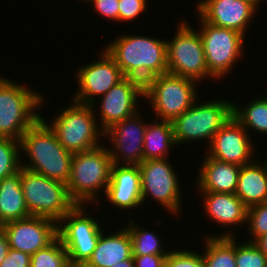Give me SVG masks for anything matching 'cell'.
Wrapping results in <instances>:
<instances>
[{
  "mask_svg": "<svg viewBox=\"0 0 267 267\" xmlns=\"http://www.w3.org/2000/svg\"><path fill=\"white\" fill-rule=\"evenodd\" d=\"M98 15L112 22H119V0H90Z\"/></svg>",
  "mask_w": 267,
  "mask_h": 267,
  "instance_id": "35",
  "label": "cell"
},
{
  "mask_svg": "<svg viewBox=\"0 0 267 267\" xmlns=\"http://www.w3.org/2000/svg\"><path fill=\"white\" fill-rule=\"evenodd\" d=\"M199 30L209 72L219 81L235 67L244 53L243 34L227 28L216 27L199 18ZM225 76V77H224Z\"/></svg>",
  "mask_w": 267,
  "mask_h": 267,
  "instance_id": "11",
  "label": "cell"
},
{
  "mask_svg": "<svg viewBox=\"0 0 267 267\" xmlns=\"http://www.w3.org/2000/svg\"><path fill=\"white\" fill-rule=\"evenodd\" d=\"M54 116L49 122L59 143L69 152L80 153L99 147L105 131L98 124L96 110L92 105L79 104L75 101ZM102 138V139H101Z\"/></svg>",
  "mask_w": 267,
  "mask_h": 267,
  "instance_id": "5",
  "label": "cell"
},
{
  "mask_svg": "<svg viewBox=\"0 0 267 267\" xmlns=\"http://www.w3.org/2000/svg\"><path fill=\"white\" fill-rule=\"evenodd\" d=\"M233 230L224 231L220 235L209 234L205 237V249L202 252L205 267H236L235 262V236ZM216 235V236H215Z\"/></svg>",
  "mask_w": 267,
  "mask_h": 267,
  "instance_id": "26",
  "label": "cell"
},
{
  "mask_svg": "<svg viewBox=\"0 0 267 267\" xmlns=\"http://www.w3.org/2000/svg\"><path fill=\"white\" fill-rule=\"evenodd\" d=\"M30 267H71L66 248L57 238L48 247L31 255Z\"/></svg>",
  "mask_w": 267,
  "mask_h": 267,
  "instance_id": "29",
  "label": "cell"
},
{
  "mask_svg": "<svg viewBox=\"0 0 267 267\" xmlns=\"http://www.w3.org/2000/svg\"><path fill=\"white\" fill-rule=\"evenodd\" d=\"M167 43L168 73L202 82L208 77L217 80L208 70L199 31L182 19Z\"/></svg>",
  "mask_w": 267,
  "mask_h": 267,
  "instance_id": "9",
  "label": "cell"
},
{
  "mask_svg": "<svg viewBox=\"0 0 267 267\" xmlns=\"http://www.w3.org/2000/svg\"><path fill=\"white\" fill-rule=\"evenodd\" d=\"M102 231L91 258L83 267H111L132 257L131 240L126 227L116 233Z\"/></svg>",
  "mask_w": 267,
  "mask_h": 267,
  "instance_id": "23",
  "label": "cell"
},
{
  "mask_svg": "<svg viewBox=\"0 0 267 267\" xmlns=\"http://www.w3.org/2000/svg\"><path fill=\"white\" fill-rule=\"evenodd\" d=\"M105 146L103 143L95 149L73 153L70 178L66 186L76 205H97L99 192L104 190L105 193L107 190L113 162L109 145Z\"/></svg>",
  "mask_w": 267,
  "mask_h": 267,
  "instance_id": "3",
  "label": "cell"
},
{
  "mask_svg": "<svg viewBox=\"0 0 267 267\" xmlns=\"http://www.w3.org/2000/svg\"><path fill=\"white\" fill-rule=\"evenodd\" d=\"M118 4L119 22L134 21L142 12L148 11L147 0H119Z\"/></svg>",
  "mask_w": 267,
  "mask_h": 267,
  "instance_id": "34",
  "label": "cell"
},
{
  "mask_svg": "<svg viewBox=\"0 0 267 267\" xmlns=\"http://www.w3.org/2000/svg\"><path fill=\"white\" fill-rule=\"evenodd\" d=\"M47 122L49 121L41 116L21 137V156L24 152L23 156L28 159L25 163L21 161V167L67 184L73 153L59 143Z\"/></svg>",
  "mask_w": 267,
  "mask_h": 267,
  "instance_id": "2",
  "label": "cell"
},
{
  "mask_svg": "<svg viewBox=\"0 0 267 267\" xmlns=\"http://www.w3.org/2000/svg\"><path fill=\"white\" fill-rule=\"evenodd\" d=\"M104 47L124 77L145 84L152 77L168 73L166 39L122 34Z\"/></svg>",
  "mask_w": 267,
  "mask_h": 267,
  "instance_id": "1",
  "label": "cell"
},
{
  "mask_svg": "<svg viewBox=\"0 0 267 267\" xmlns=\"http://www.w3.org/2000/svg\"><path fill=\"white\" fill-rule=\"evenodd\" d=\"M31 216L21 186V168L16 174L0 180V222L24 219Z\"/></svg>",
  "mask_w": 267,
  "mask_h": 267,
  "instance_id": "24",
  "label": "cell"
},
{
  "mask_svg": "<svg viewBox=\"0 0 267 267\" xmlns=\"http://www.w3.org/2000/svg\"><path fill=\"white\" fill-rule=\"evenodd\" d=\"M253 243L267 257V234L256 238Z\"/></svg>",
  "mask_w": 267,
  "mask_h": 267,
  "instance_id": "39",
  "label": "cell"
},
{
  "mask_svg": "<svg viewBox=\"0 0 267 267\" xmlns=\"http://www.w3.org/2000/svg\"><path fill=\"white\" fill-rule=\"evenodd\" d=\"M31 255L10 248L0 267H30Z\"/></svg>",
  "mask_w": 267,
  "mask_h": 267,
  "instance_id": "36",
  "label": "cell"
},
{
  "mask_svg": "<svg viewBox=\"0 0 267 267\" xmlns=\"http://www.w3.org/2000/svg\"><path fill=\"white\" fill-rule=\"evenodd\" d=\"M31 88L0 76V138L18 141L42 114L44 95ZM37 111V112H36Z\"/></svg>",
  "mask_w": 267,
  "mask_h": 267,
  "instance_id": "4",
  "label": "cell"
},
{
  "mask_svg": "<svg viewBox=\"0 0 267 267\" xmlns=\"http://www.w3.org/2000/svg\"><path fill=\"white\" fill-rule=\"evenodd\" d=\"M251 134L233 117L219 129L207 148V155L216 160L243 166L255 158Z\"/></svg>",
  "mask_w": 267,
  "mask_h": 267,
  "instance_id": "16",
  "label": "cell"
},
{
  "mask_svg": "<svg viewBox=\"0 0 267 267\" xmlns=\"http://www.w3.org/2000/svg\"><path fill=\"white\" fill-rule=\"evenodd\" d=\"M128 222L126 228L131 240L132 256L168 255L170 253L164 250L162 239L154 231L140 227L135 220L132 221V218Z\"/></svg>",
  "mask_w": 267,
  "mask_h": 267,
  "instance_id": "28",
  "label": "cell"
},
{
  "mask_svg": "<svg viewBox=\"0 0 267 267\" xmlns=\"http://www.w3.org/2000/svg\"><path fill=\"white\" fill-rule=\"evenodd\" d=\"M246 2L251 3L256 9L259 8V4H262L263 0H244Z\"/></svg>",
  "mask_w": 267,
  "mask_h": 267,
  "instance_id": "41",
  "label": "cell"
},
{
  "mask_svg": "<svg viewBox=\"0 0 267 267\" xmlns=\"http://www.w3.org/2000/svg\"><path fill=\"white\" fill-rule=\"evenodd\" d=\"M86 207L75 205L58 222V238L67 250L71 267H83L88 262L103 231L99 221L87 214Z\"/></svg>",
  "mask_w": 267,
  "mask_h": 267,
  "instance_id": "10",
  "label": "cell"
},
{
  "mask_svg": "<svg viewBox=\"0 0 267 267\" xmlns=\"http://www.w3.org/2000/svg\"><path fill=\"white\" fill-rule=\"evenodd\" d=\"M198 100L200 101V98L171 122L176 146L206 140L207 148L214 135L232 116L233 100Z\"/></svg>",
  "mask_w": 267,
  "mask_h": 267,
  "instance_id": "6",
  "label": "cell"
},
{
  "mask_svg": "<svg viewBox=\"0 0 267 267\" xmlns=\"http://www.w3.org/2000/svg\"><path fill=\"white\" fill-rule=\"evenodd\" d=\"M255 160L241 166L235 190L247 208L267 202V164L264 160Z\"/></svg>",
  "mask_w": 267,
  "mask_h": 267,
  "instance_id": "22",
  "label": "cell"
},
{
  "mask_svg": "<svg viewBox=\"0 0 267 267\" xmlns=\"http://www.w3.org/2000/svg\"><path fill=\"white\" fill-rule=\"evenodd\" d=\"M140 111L131 117L114 123L105 131L109 139V153L114 164L138 165L143 162V143L147 121ZM111 140V141H110Z\"/></svg>",
  "mask_w": 267,
  "mask_h": 267,
  "instance_id": "14",
  "label": "cell"
},
{
  "mask_svg": "<svg viewBox=\"0 0 267 267\" xmlns=\"http://www.w3.org/2000/svg\"><path fill=\"white\" fill-rule=\"evenodd\" d=\"M10 249L8 238L3 227L0 228V264L6 258L8 250Z\"/></svg>",
  "mask_w": 267,
  "mask_h": 267,
  "instance_id": "38",
  "label": "cell"
},
{
  "mask_svg": "<svg viewBox=\"0 0 267 267\" xmlns=\"http://www.w3.org/2000/svg\"><path fill=\"white\" fill-rule=\"evenodd\" d=\"M170 253L166 256L164 267H205L202 253L193 250L169 249Z\"/></svg>",
  "mask_w": 267,
  "mask_h": 267,
  "instance_id": "33",
  "label": "cell"
},
{
  "mask_svg": "<svg viewBox=\"0 0 267 267\" xmlns=\"http://www.w3.org/2000/svg\"><path fill=\"white\" fill-rule=\"evenodd\" d=\"M196 5L195 12L205 22L235 30L244 36L257 14V9L244 0H200Z\"/></svg>",
  "mask_w": 267,
  "mask_h": 267,
  "instance_id": "18",
  "label": "cell"
},
{
  "mask_svg": "<svg viewBox=\"0 0 267 267\" xmlns=\"http://www.w3.org/2000/svg\"><path fill=\"white\" fill-rule=\"evenodd\" d=\"M198 82L165 73L152 77L144 84V99L149 102L154 117L170 121L187 111L199 98Z\"/></svg>",
  "mask_w": 267,
  "mask_h": 267,
  "instance_id": "7",
  "label": "cell"
},
{
  "mask_svg": "<svg viewBox=\"0 0 267 267\" xmlns=\"http://www.w3.org/2000/svg\"><path fill=\"white\" fill-rule=\"evenodd\" d=\"M235 103L233 102L232 116L245 130L248 133L255 131V134L267 135V96H258L244 107Z\"/></svg>",
  "mask_w": 267,
  "mask_h": 267,
  "instance_id": "27",
  "label": "cell"
},
{
  "mask_svg": "<svg viewBox=\"0 0 267 267\" xmlns=\"http://www.w3.org/2000/svg\"><path fill=\"white\" fill-rule=\"evenodd\" d=\"M81 1L82 2H89L90 0H78V2Z\"/></svg>",
  "mask_w": 267,
  "mask_h": 267,
  "instance_id": "42",
  "label": "cell"
},
{
  "mask_svg": "<svg viewBox=\"0 0 267 267\" xmlns=\"http://www.w3.org/2000/svg\"><path fill=\"white\" fill-rule=\"evenodd\" d=\"M169 158L149 159L138 164L141 176L142 203L149 196L161 204L172 216L181 215L182 192L179 175L170 164ZM181 210V211H180Z\"/></svg>",
  "mask_w": 267,
  "mask_h": 267,
  "instance_id": "12",
  "label": "cell"
},
{
  "mask_svg": "<svg viewBox=\"0 0 267 267\" xmlns=\"http://www.w3.org/2000/svg\"><path fill=\"white\" fill-rule=\"evenodd\" d=\"M21 160L20 141L0 138V180L19 172Z\"/></svg>",
  "mask_w": 267,
  "mask_h": 267,
  "instance_id": "30",
  "label": "cell"
},
{
  "mask_svg": "<svg viewBox=\"0 0 267 267\" xmlns=\"http://www.w3.org/2000/svg\"><path fill=\"white\" fill-rule=\"evenodd\" d=\"M175 145L173 127L170 121L147 122L143 143V161L165 159Z\"/></svg>",
  "mask_w": 267,
  "mask_h": 267,
  "instance_id": "25",
  "label": "cell"
},
{
  "mask_svg": "<svg viewBox=\"0 0 267 267\" xmlns=\"http://www.w3.org/2000/svg\"><path fill=\"white\" fill-rule=\"evenodd\" d=\"M167 255L132 256L134 267H164Z\"/></svg>",
  "mask_w": 267,
  "mask_h": 267,
  "instance_id": "37",
  "label": "cell"
},
{
  "mask_svg": "<svg viewBox=\"0 0 267 267\" xmlns=\"http://www.w3.org/2000/svg\"><path fill=\"white\" fill-rule=\"evenodd\" d=\"M9 247L33 255L58 238V222L47 217L29 216L2 225Z\"/></svg>",
  "mask_w": 267,
  "mask_h": 267,
  "instance_id": "15",
  "label": "cell"
},
{
  "mask_svg": "<svg viewBox=\"0 0 267 267\" xmlns=\"http://www.w3.org/2000/svg\"><path fill=\"white\" fill-rule=\"evenodd\" d=\"M100 60L81 65L76 69L77 92L73 94L72 100L84 105L98 106L97 97H102L113 86L123 80V72L115 61L102 49L99 52ZM101 56V57H100ZM78 70V71H77ZM97 102V103H96ZM96 103V104H95Z\"/></svg>",
  "mask_w": 267,
  "mask_h": 267,
  "instance_id": "13",
  "label": "cell"
},
{
  "mask_svg": "<svg viewBox=\"0 0 267 267\" xmlns=\"http://www.w3.org/2000/svg\"><path fill=\"white\" fill-rule=\"evenodd\" d=\"M111 267H134V261L133 258L131 257L130 259L118 262Z\"/></svg>",
  "mask_w": 267,
  "mask_h": 267,
  "instance_id": "40",
  "label": "cell"
},
{
  "mask_svg": "<svg viewBox=\"0 0 267 267\" xmlns=\"http://www.w3.org/2000/svg\"><path fill=\"white\" fill-rule=\"evenodd\" d=\"M203 197V207L210 221L223 228L247 225V207L230 193L198 192ZM202 193V194H201ZM236 225V226H235Z\"/></svg>",
  "mask_w": 267,
  "mask_h": 267,
  "instance_id": "21",
  "label": "cell"
},
{
  "mask_svg": "<svg viewBox=\"0 0 267 267\" xmlns=\"http://www.w3.org/2000/svg\"><path fill=\"white\" fill-rule=\"evenodd\" d=\"M106 200L114 207L135 210L142 207L141 176L138 165L114 164L105 192Z\"/></svg>",
  "mask_w": 267,
  "mask_h": 267,
  "instance_id": "19",
  "label": "cell"
},
{
  "mask_svg": "<svg viewBox=\"0 0 267 267\" xmlns=\"http://www.w3.org/2000/svg\"><path fill=\"white\" fill-rule=\"evenodd\" d=\"M196 179L198 192L235 194L241 166L204 155Z\"/></svg>",
  "mask_w": 267,
  "mask_h": 267,
  "instance_id": "20",
  "label": "cell"
},
{
  "mask_svg": "<svg viewBox=\"0 0 267 267\" xmlns=\"http://www.w3.org/2000/svg\"><path fill=\"white\" fill-rule=\"evenodd\" d=\"M235 239V262L236 267H267V257L253 243Z\"/></svg>",
  "mask_w": 267,
  "mask_h": 267,
  "instance_id": "31",
  "label": "cell"
},
{
  "mask_svg": "<svg viewBox=\"0 0 267 267\" xmlns=\"http://www.w3.org/2000/svg\"><path fill=\"white\" fill-rule=\"evenodd\" d=\"M140 97V98H139ZM144 97V84L137 79L125 77L106 94L99 97V125L106 131L114 123L133 116L139 110L138 99ZM102 98V100H101Z\"/></svg>",
  "mask_w": 267,
  "mask_h": 267,
  "instance_id": "17",
  "label": "cell"
},
{
  "mask_svg": "<svg viewBox=\"0 0 267 267\" xmlns=\"http://www.w3.org/2000/svg\"><path fill=\"white\" fill-rule=\"evenodd\" d=\"M246 229L251 237L249 242L267 234V202L254 205L247 209Z\"/></svg>",
  "mask_w": 267,
  "mask_h": 267,
  "instance_id": "32",
  "label": "cell"
},
{
  "mask_svg": "<svg viewBox=\"0 0 267 267\" xmlns=\"http://www.w3.org/2000/svg\"><path fill=\"white\" fill-rule=\"evenodd\" d=\"M21 186L31 216L59 222L76 205L69 196L66 184L22 167Z\"/></svg>",
  "mask_w": 267,
  "mask_h": 267,
  "instance_id": "8",
  "label": "cell"
}]
</instances>
